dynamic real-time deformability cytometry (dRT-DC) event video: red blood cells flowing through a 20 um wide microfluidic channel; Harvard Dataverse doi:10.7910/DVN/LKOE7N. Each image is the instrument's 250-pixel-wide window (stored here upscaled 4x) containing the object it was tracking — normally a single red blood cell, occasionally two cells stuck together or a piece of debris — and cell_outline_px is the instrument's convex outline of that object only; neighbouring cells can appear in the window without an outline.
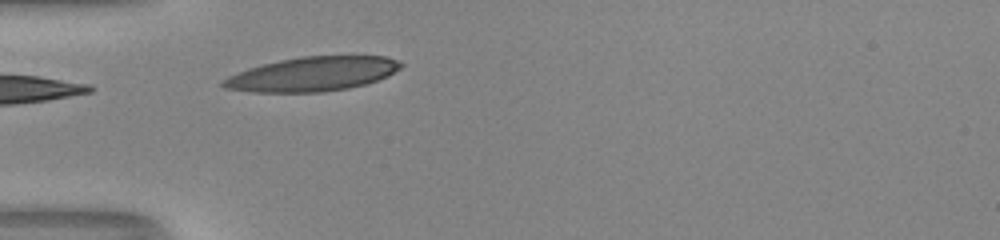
{"species": "human", "species_latin": "Homo sapiens", "temperature_condition": "room temperature", "stored_images_in_passage": 14, "camera_frame_rate_fps": 3000, "um_per_image_px": 0.085, "donor": {"sex": "male"}, "frame": {"image": 1, "passage_image": 1, "time_ms": 0.0, "image_size_px": [1000, 240], "cell_outline_px": [[404, 64], [400, 68], [388, 76], [364, 84], [348, 88], [324, 92], [252, 92], [224, 88], [220, 84], [228, 76], [248, 68], [280, 60], [300, 56], [388, 56]], "centroid_in_image_um": [26.56, 6.29], "position_along_channel_um": 58.4, "area_um2": 35.37}}